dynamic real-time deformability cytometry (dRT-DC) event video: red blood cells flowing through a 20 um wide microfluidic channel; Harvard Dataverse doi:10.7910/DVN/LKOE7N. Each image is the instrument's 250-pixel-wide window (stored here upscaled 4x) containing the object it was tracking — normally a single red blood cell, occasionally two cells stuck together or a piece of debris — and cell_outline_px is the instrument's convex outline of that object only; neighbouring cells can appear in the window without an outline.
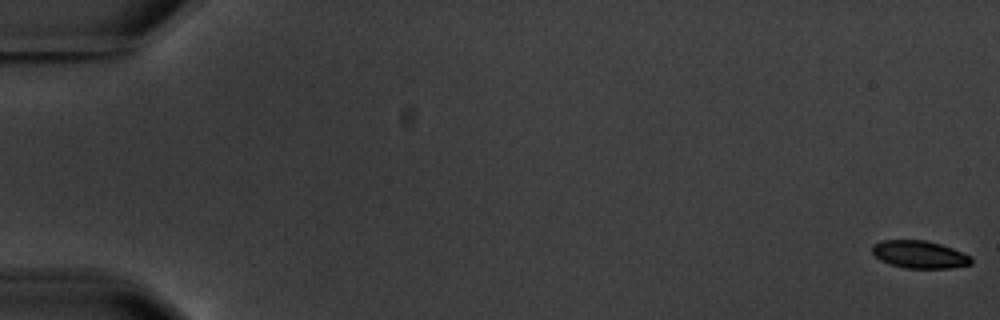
{"species": "common noctule bat (a hibernating species)", "species_latin": "Nyctalus noctula", "temperature_condition": "warm", "stored_images_in_passage": 4, "camera_frame_rate_fps": 3000, "um_per_image_px": 0.085, "animal": {"sex": "male", "body_mass_g": 20.1, "forearm_length_mm": 53.5}, "frame": {"image": 1, "passage_image": 1, "time_ms": 0.0, "image_size_px": [1000, 320], "cell_outline_px": [[972, 264], [952, 268], [904, 268], [880, 260], [872, 252], [872, 244], [880, 240], [924, 240], [940, 244], [952, 248], [972, 256]], "centroid_in_image_um": [78.17, 21.63], "position_along_channel_um": 6.8, "area_um2": 15.95}}
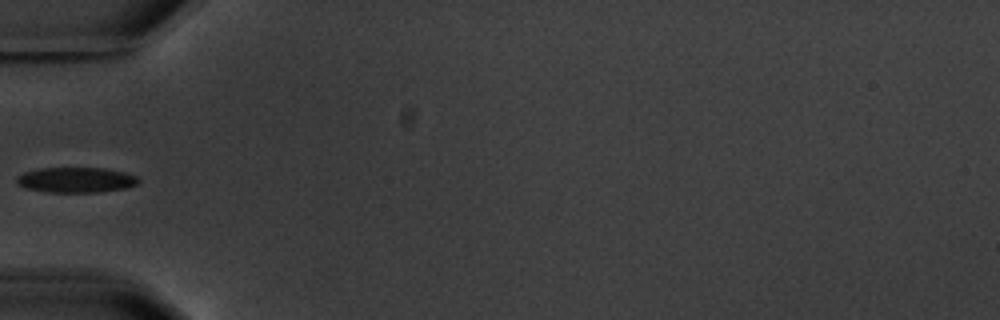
{"frame": {"image": 2, "passage_image": 3, "time_ms": 6.667, "image_size_px": [1000, 320], "cell_outline_px": [[140, 180], [136, 184], [124, 188], [96, 192], [48, 192], [28, 188], [20, 184], [16, 180], [16, 176], [24, 172], [40, 168], [104, 168], [124, 172], [136, 176]], "centroid_in_image_um": [6.46, 15.28], "position_along_channel_um": 78.5, "area_um2": 17.69}}
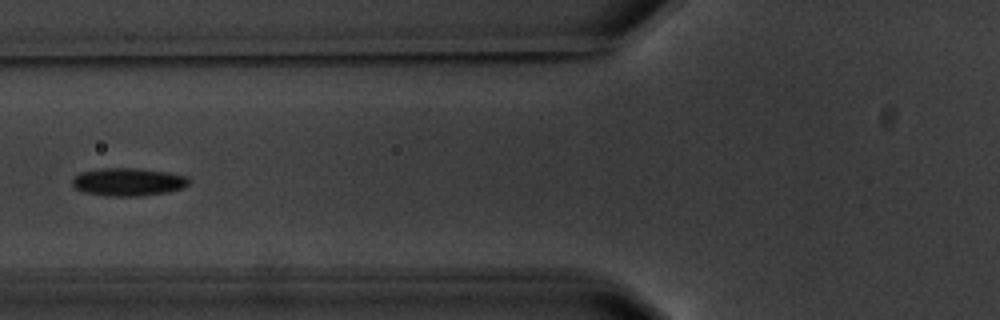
{"frame": {"image": 3, "passage_image": 4, "time_ms": 7.667, "image_size_px": [1000, 320], "cell_outline_px": [[188, 184], [184, 188], [168, 192], [140, 196], [104, 196], [80, 192], [72, 184], [72, 176], [80, 172], [100, 168], [140, 168], [168, 172], [188, 176]], "centroid_in_image_um": [10.86, 15.46], "position_along_channel_um": 114.9, "area_um2": 19.36}}